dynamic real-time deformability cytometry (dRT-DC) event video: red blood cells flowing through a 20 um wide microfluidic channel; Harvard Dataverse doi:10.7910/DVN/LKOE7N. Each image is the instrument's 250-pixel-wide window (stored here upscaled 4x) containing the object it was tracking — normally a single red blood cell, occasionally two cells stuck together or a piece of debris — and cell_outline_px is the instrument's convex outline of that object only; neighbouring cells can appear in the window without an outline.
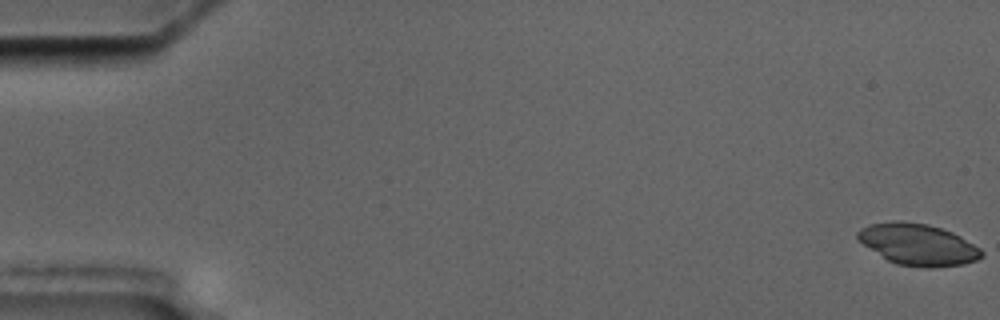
{"species": "common noctule bat (a hibernating species)", "species_latin": "Nyctalus noctula", "temperature_condition": "cold", "stored_images_in_passage": 6, "camera_frame_rate_fps": 3000, "um_per_image_px": 0.085, "animal": {"sex": "male", "body_mass_g": 17.5, "forearm_length_mm": 52.3}, "frame": {"image": 1, "passage_image": 1, "time_ms": 0.0, "image_size_px": [1000, 320], "cell_outline_px": [[984, 256], [976, 260], [964, 264], [932, 268], [928, 268], [896, 264], [888, 260], [856, 240], [856, 232], [860, 228], [868, 224], [892, 220], [900, 220], [928, 224], [952, 232], [960, 236], [980, 248], [984, 252]], "centroid_in_image_um": [78.0, 20.77], "position_along_channel_um": 7.0, "area_um2": 30.23}}
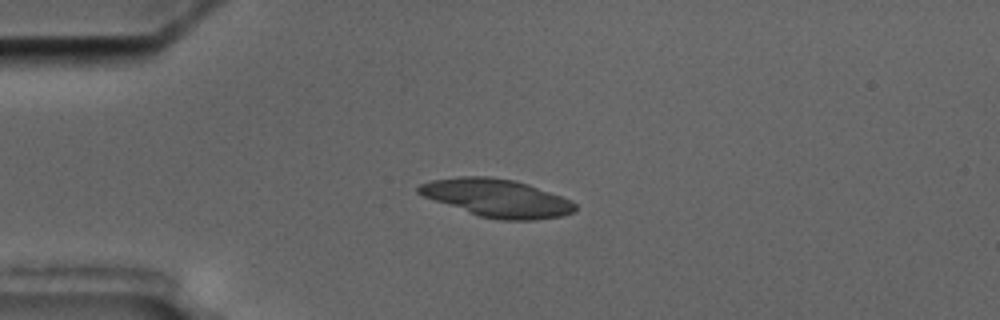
{"frame": {"image": 2, "passage_image": 5, "time_ms": 4.667, "image_size_px": [1000, 320], "cell_outline_px": [[576, 208], [572, 212], [564, 216], [536, 220], [500, 220], [480, 216], [424, 196], [416, 192], [416, 188], [420, 184], [432, 180], [460, 176], [488, 176], [512, 180], [528, 184], [572, 200], [576, 204]], "centroid_in_image_um": [42.26, 16.83], "position_along_channel_um": 42.7, "area_um2": 34.28}}